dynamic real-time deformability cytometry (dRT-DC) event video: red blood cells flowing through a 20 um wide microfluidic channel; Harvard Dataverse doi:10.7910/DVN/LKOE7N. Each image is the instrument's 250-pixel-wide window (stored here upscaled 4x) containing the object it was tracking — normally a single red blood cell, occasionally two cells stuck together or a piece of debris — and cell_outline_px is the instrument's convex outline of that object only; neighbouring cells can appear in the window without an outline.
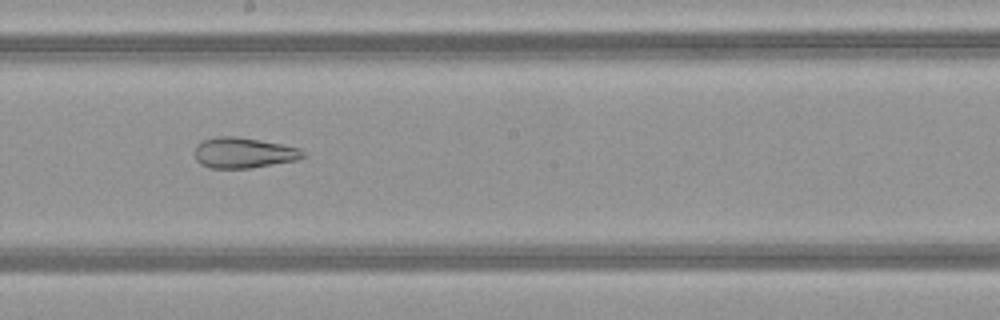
{"species": "common noctule bat (a hibernating species)", "species_latin": "Nyctalus noctula", "temperature_condition": "warm", "stored_images_in_passage": 49, "camera_frame_rate_fps": 3000, "um_per_image_px": 0.085, "animal": {"sex": "female", "body_mass_g": 21.9}, "frame": {"image": 1, "passage_image": 27, "time_ms": 8.667, "image_size_px": [1000, 320], "cell_outline_px": [[308, 156], [296, 160], [248, 168], [208, 168], [200, 164], [196, 160], [196, 148], [204, 140], [216, 136], [236, 136], [260, 140], [300, 148]], "centroid_in_image_um": [20.73, 12.99], "position_along_channel_um": 227.5, "area_um2": 19.13}}
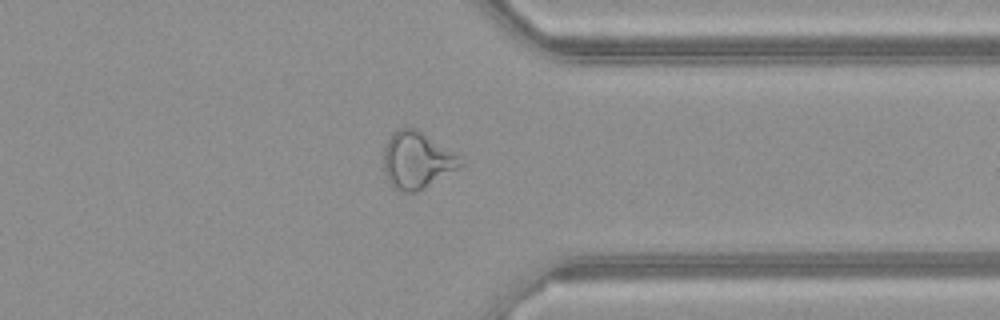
{"frame": {"image": 2, "passage_image": 38, "time_ms": 12.333, "image_size_px": [1000, 320], "cell_outline_px": [[464, 168], [416, 192], [400, 192], [392, 188], [388, 180], [384, 168], [384, 148], [392, 132], [400, 128], [416, 128], [460, 156], [464, 164]], "centroid_in_image_um": [35.48, 13.65], "position_along_channel_um": 375.9, "area_um2": 25.78}}
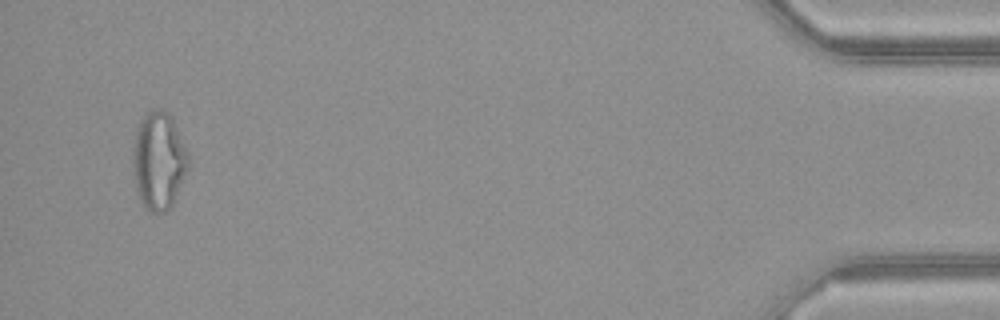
{"frame": {"image": 3, "passage_image": 47, "time_ms": 15.333, "image_size_px": [1000, 320], "cell_outline_px": [[188, 168], [172, 204], [168, 212], [152, 212], [144, 208], [140, 200], [136, 188], [132, 168], [132, 148], [136, 128], [140, 120], [148, 112], [160, 108], [168, 112], [172, 116], [188, 152]], "centroid_in_image_um": [13.47, 13.65], "position_along_channel_um": 421.7, "area_um2": 31.85}, "authors_computed_cell_mechanics": {"area_um2": 28.1486, "velocity_mm_per_s": 4.1682, "shape_relaxation_time_tau1_ms": null, "shape_relaxation_time_tau2_ms": 1.9814, "deformation_change_tau1": null, "deformation_change_tau2": 0.1064}}